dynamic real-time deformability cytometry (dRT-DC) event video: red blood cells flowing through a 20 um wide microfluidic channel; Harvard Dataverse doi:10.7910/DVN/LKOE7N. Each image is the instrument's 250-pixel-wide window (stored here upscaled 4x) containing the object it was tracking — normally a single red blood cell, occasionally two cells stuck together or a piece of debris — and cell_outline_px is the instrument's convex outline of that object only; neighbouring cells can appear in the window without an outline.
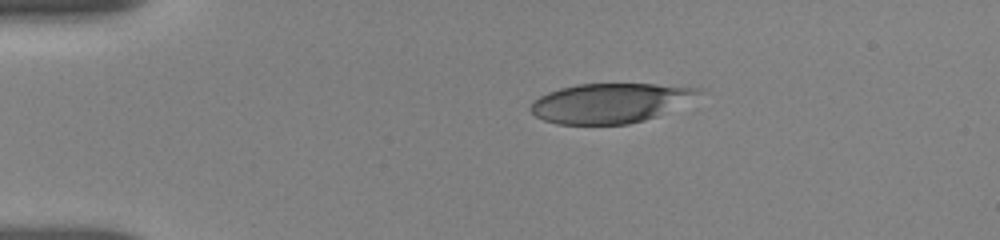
{"species": "human", "species_latin": "Homo sapiens", "temperature_condition": "room temperature", "stored_images_in_passage": 41, "camera_frame_rate_fps": 3000, "um_per_image_px": 0.085, "donor": {"sex": "female"}, "frame": {"image": 1, "passage_image": 1, "time_ms": 0.0, "image_size_px": [1000, 240], "cell_outline_px": [[696, 92], [656, 116], [644, 120], [628, 124], [556, 124], [544, 120], [536, 116], [532, 112], [532, 104], [540, 96], [548, 92], [560, 88], [576, 84], [652, 84], [696, 88]], "centroid_in_image_um": [51.66, 8.76], "position_along_channel_um": 33.3, "area_um2": 37.17}}
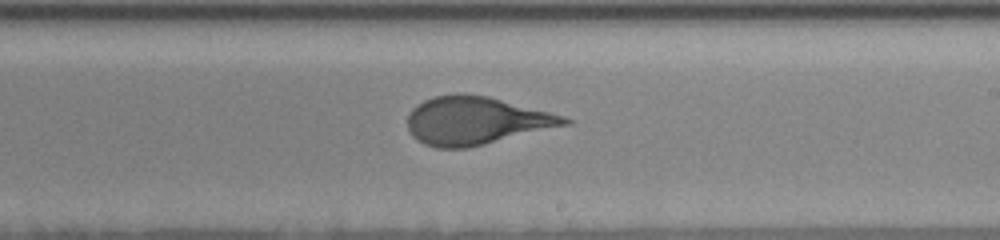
{"frame": {"image": 2, "passage_image": 20, "time_ms": 7.0, "image_size_px": [1000, 240], "cell_outline_px": [[572, 124], [468, 148], [436, 148], [424, 144], [412, 136], [408, 128], [408, 116], [412, 108], [416, 104], [424, 100], [436, 96], [460, 92], [488, 96], [564, 116], [572, 120]], "centroid_in_image_um": [40.45, 10.26], "position_along_channel_um": 248.6, "area_um2": 43.99}}
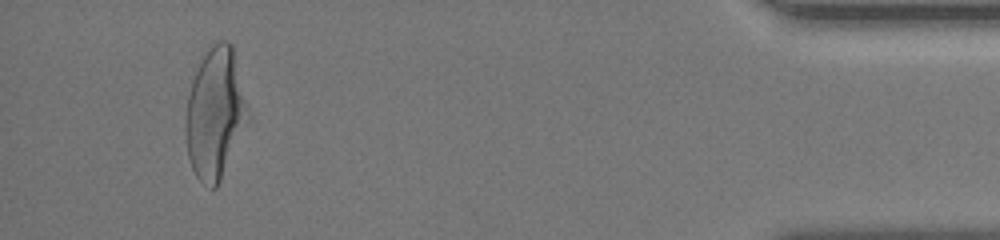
{"frame": {"image": 3, "passage_image": 39, "time_ms": 13.0, "image_size_px": [1000, 240], "cell_outline_px": [[244, 108], [220, 180], [216, 188], [212, 188], [204, 184], [196, 176], [192, 168], [188, 156], [184, 132], [184, 120], [188, 96], [192, 80], [208, 48], [212, 44], [220, 40], [228, 40], [232, 44], [244, 104]], "centroid_in_image_um": [18.12, 9.58], "position_along_channel_um": 417.1, "area_um2": 43.93}, "authors_computed_cell_mechanics": {"area_um2": 43.928, "velocity_mm_per_s": 3.8251, "shape_relaxation_time_tau1_ms": 3.4766, "shape_relaxation_time_tau2_ms": 0.7444, "deformation_change_tau1": 0.1929, "deformation_change_tau2": 0.0925}}